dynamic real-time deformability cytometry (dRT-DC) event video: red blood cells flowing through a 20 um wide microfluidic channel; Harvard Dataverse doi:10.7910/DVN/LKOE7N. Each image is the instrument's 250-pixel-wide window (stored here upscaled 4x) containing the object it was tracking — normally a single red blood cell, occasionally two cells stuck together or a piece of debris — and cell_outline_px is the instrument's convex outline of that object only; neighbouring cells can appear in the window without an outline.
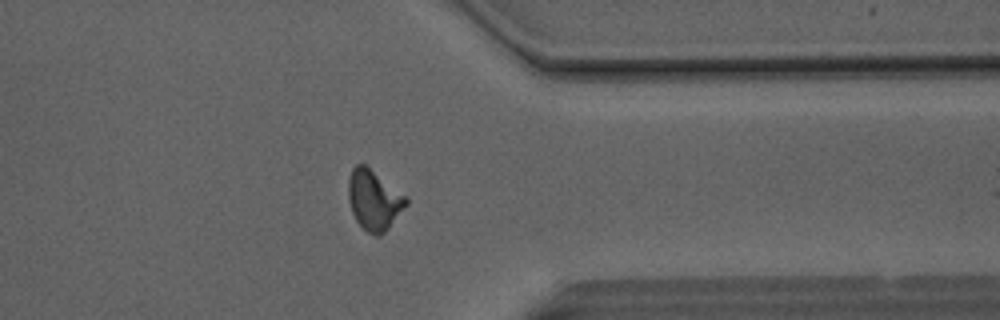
{"species": "Egyptian fruit bat (a non-hibernating species)", "species_latin": "Rousettus aegyptiacus", "temperature_condition": "room temperature", "stored_images_in_passage": 39, "camera_frame_rate_fps": 3000, "um_per_image_px": 0.085, "animal": {"sex": "male"}, "frame": {"image": 1, "passage_image": 38, "time_ms": 12.333, "image_size_px": [1000, 320], "cell_outline_px": [[408, 204], [384, 232], [380, 236], [376, 236], [368, 232], [356, 220], [352, 212], [348, 196], [348, 180], [352, 168], [356, 164], [364, 164], [408, 196]], "centroid_in_image_um": [31.8, 16.98], "position_along_channel_um": 379.6, "area_um2": 20.11}}